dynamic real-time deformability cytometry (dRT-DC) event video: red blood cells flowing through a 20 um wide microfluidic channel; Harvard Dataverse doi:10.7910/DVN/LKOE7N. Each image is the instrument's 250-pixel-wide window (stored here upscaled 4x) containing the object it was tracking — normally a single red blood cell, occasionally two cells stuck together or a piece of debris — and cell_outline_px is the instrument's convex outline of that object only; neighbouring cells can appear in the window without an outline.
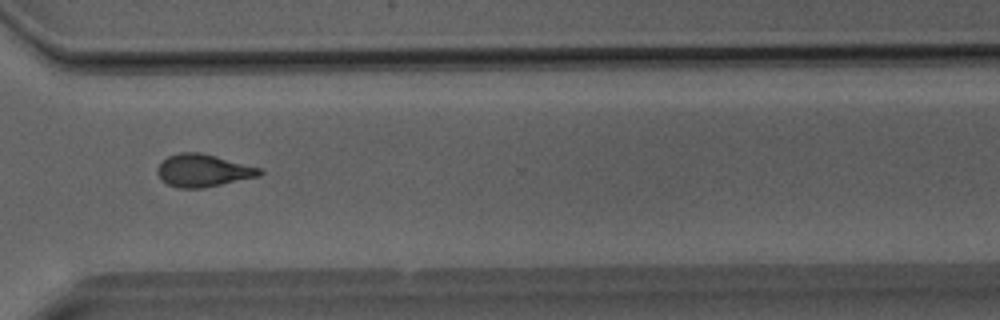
{"species": "Egyptian fruit bat (a non-hibernating species)", "species_latin": "Rousettus aegyptiacus", "temperature_condition": "room temperature", "stored_images_in_passage": 24, "camera_frame_rate_fps": 3000, "um_per_image_px": 0.085, "animal": {"sex": "male"}, "frame": {"image": 1, "passage_image": 17, "time_ms": 5.333, "image_size_px": [1000, 320], "cell_outline_px": [[264, 172], [260, 176], [204, 188], [176, 188], [160, 180], [156, 172], [156, 168], [168, 156], [180, 152], [200, 152], [260, 168]], "centroid_in_image_um": [17.24, 14.51], "position_along_channel_um": 353.4, "area_um2": 19.42}}
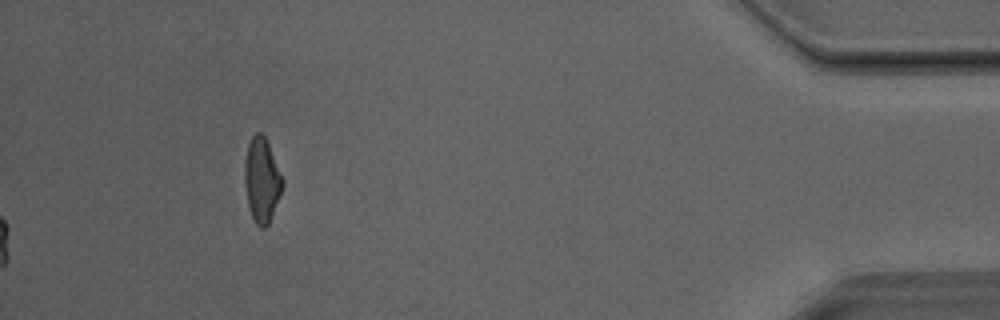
{"frame": {"image": 2, "passage_image": 24, "time_ms": 7.667, "image_size_px": [1000, 320], "cell_outline_px": [[284, 184], [268, 224], [264, 228], [260, 228], [256, 224], [252, 216], [248, 204], [244, 184], [244, 164], [248, 144], [252, 136], [256, 132], [260, 132], [264, 136], [268, 144], [284, 180]], "centroid_in_image_um": [22.24, 15.3], "position_along_channel_um": 413.0, "area_um2": 18.44}}